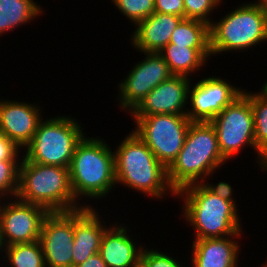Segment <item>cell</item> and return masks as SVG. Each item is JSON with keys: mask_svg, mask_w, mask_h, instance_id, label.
<instances>
[{"mask_svg": "<svg viewBox=\"0 0 267 267\" xmlns=\"http://www.w3.org/2000/svg\"><path fill=\"white\" fill-rule=\"evenodd\" d=\"M120 142L113 150L116 185L160 201L167 195L176 197L167 178V168L132 130Z\"/></svg>", "mask_w": 267, "mask_h": 267, "instance_id": "cell-1", "label": "cell"}, {"mask_svg": "<svg viewBox=\"0 0 267 267\" xmlns=\"http://www.w3.org/2000/svg\"><path fill=\"white\" fill-rule=\"evenodd\" d=\"M106 143L100 136L86 133L74 150L69 167L71 186L75 200L83 207H94L86 202L105 199L116 186L114 151Z\"/></svg>", "mask_w": 267, "mask_h": 267, "instance_id": "cell-2", "label": "cell"}, {"mask_svg": "<svg viewBox=\"0 0 267 267\" xmlns=\"http://www.w3.org/2000/svg\"><path fill=\"white\" fill-rule=\"evenodd\" d=\"M226 163L214 126L210 122H191L181 151L167 168V178L177 193L188 185L210 180Z\"/></svg>", "mask_w": 267, "mask_h": 267, "instance_id": "cell-3", "label": "cell"}, {"mask_svg": "<svg viewBox=\"0 0 267 267\" xmlns=\"http://www.w3.org/2000/svg\"><path fill=\"white\" fill-rule=\"evenodd\" d=\"M181 216L195 230L194 239L221 238L244 233L238 207L230 201L215 196L202 183L180 189Z\"/></svg>", "mask_w": 267, "mask_h": 267, "instance_id": "cell-4", "label": "cell"}, {"mask_svg": "<svg viewBox=\"0 0 267 267\" xmlns=\"http://www.w3.org/2000/svg\"><path fill=\"white\" fill-rule=\"evenodd\" d=\"M16 198L43 206L49 212H69L83 207L75 200L69 168L30 162L23 157Z\"/></svg>", "mask_w": 267, "mask_h": 267, "instance_id": "cell-5", "label": "cell"}, {"mask_svg": "<svg viewBox=\"0 0 267 267\" xmlns=\"http://www.w3.org/2000/svg\"><path fill=\"white\" fill-rule=\"evenodd\" d=\"M210 25L211 55L243 53L267 42V14L263 1L237 5ZM257 45V46H256Z\"/></svg>", "mask_w": 267, "mask_h": 267, "instance_id": "cell-6", "label": "cell"}, {"mask_svg": "<svg viewBox=\"0 0 267 267\" xmlns=\"http://www.w3.org/2000/svg\"><path fill=\"white\" fill-rule=\"evenodd\" d=\"M53 117L39 122L22 156L26 161L69 168L76 145L86 132L76 117L61 114Z\"/></svg>", "mask_w": 267, "mask_h": 267, "instance_id": "cell-7", "label": "cell"}, {"mask_svg": "<svg viewBox=\"0 0 267 267\" xmlns=\"http://www.w3.org/2000/svg\"><path fill=\"white\" fill-rule=\"evenodd\" d=\"M250 92L243 90L232 103L226 106L210 122L217 133L218 145L222 156L229 162L234 160L245 147L255 150L256 164L261 172H266L267 158L255 144L254 120L250 104Z\"/></svg>", "mask_w": 267, "mask_h": 267, "instance_id": "cell-8", "label": "cell"}, {"mask_svg": "<svg viewBox=\"0 0 267 267\" xmlns=\"http://www.w3.org/2000/svg\"><path fill=\"white\" fill-rule=\"evenodd\" d=\"M132 131L149 147L160 163L168 168L181 151L191 121L187 115L157 114L132 116Z\"/></svg>", "mask_w": 267, "mask_h": 267, "instance_id": "cell-9", "label": "cell"}, {"mask_svg": "<svg viewBox=\"0 0 267 267\" xmlns=\"http://www.w3.org/2000/svg\"><path fill=\"white\" fill-rule=\"evenodd\" d=\"M144 58L118 83L119 108L130 113L146 95L161 82L170 78L171 73L165 59L157 52H143ZM122 81V82H121Z\"/></svg>", "mask_w": 267, "mask_h": 267, "instance_id": "cell-10", "label": "cell"}, {"mask_svg": "<svg viewBox=\"0 0 267 267\" xmlns=\"http://www.w3.org/2000/svg\"><path fill=\"white\" fill-rule=\"evenodd\" d=\"M48 214L49 211L38 204L17 198L0 200V236L3 245L39 240L42 223Z\"/></svg>", "mask_w": 267, "mask_h": 267, "instance_id": "cell-11", "label": "cell"}, {"mask_svg": "<svg viewBox=\"0 0 267 267\" xmlns=\"http://www.w3.org/2000/svg\"><path fill=\"white\" fill-rule=\"evenodd\" d=\"M191 82L186 111L191 122H211L226 106L243 93L242 87L232 85L221 76H203ZM192 85V86H191Z\"/></svg>", "mask_w": 267, "mask_h": 267, "instance_id": "cell-12", "label": "cell"}, {"mask_svg": "<svg viewBox=\"0 0 267 267\" xmlns=\"http://www.w3.org/2000/svg\"><path fill=\"white\" fill-rule=\"evenodd\" d=\"M39 242L46 267H73L74 211L49 212Z\"/></svg>", "mask_w": 267, "mask_h": 267, "instance_id": "cell-13", "label": "cell"}, {"mask_svg": "<svg viewBox=\"0 0 267 267\" xmlns=\"http://www.w3.org/2000/svg\"><path fill=\"white\" fill-rule=\"evenodd\" d=\"M192 80L194 78L172 75L149 92L130 112L129 116L186 115L189 87Z\"/></svg>", "mask_w": 267, "mask_h": 267, "instance_id": "cell-14", "label": "cell"}, {"mask_svg": "<svg viewBox=\"0 0 267 267\" xmlns=\"http://www.w3.org/2000/svg\"><path fill=\"white\" fill-rule=\"evenodd\" d=\"M0 100V133L23 151L34 137L39 122L44 118L41 113L44 112L43 106L25 100Z\"/></svg>", "mask_w": 267, "mask_h": 267, "instance_id": "cell-15", "label": "cell"}, {"mask_svg": "<svg viewBox=\"0 0 267 267\" xmlns=\"http://www.w3.org/2000/svg\"><path fill=\"white\" fill-rule=\"evenodd\" d=\"M99 214L101 213L94 207L74 210L73 267L99 253L103 234L110 226V223L103 221L100 218L103 216Z\"/></svg>", "mask_w": 267, "mask_h": 267, "instance_id": "cell-16", "label": "cell"}, {"mask_svg": "<svg viewBox=\"0 0 267 267\" xmlns=\"http://www.w3.org/2000/svg\"><path fill=\"white\" fill-rule=\"evenodd\" d=\"M119 224V225H118ZM131 230L124 223H112L104 232L99 254L107 267H137L142 252V243L135 241ZM133 236V237H131Z\"/></svg>", "mask_w": 267, "mask_h": 267, "instance_id": "cell-17", "label": "cell"}, {"mask_svg": "<svg viewBox=\"0 0 267 267\" xmlns=\"http://www.w3.org/2000/svg\"><path fill=\"white\" fill-rule=\"evenodd\" d=\"M242 234L221 238L193 239L190 267H239ZM239 239V240H238ZM239 241V242H238Z\"/></svg>", "mask_w": 267, "mask_h": 267, "instance_id": "cell-18", "label": "cell"}, {"mask_svg": "<svg viewBox=\"0 0 267 267\" xmlns=\"http://www.w3.org/2000/svg\"><path fill=\"white\" fill-rule=\"evenodd\" d=\"M182 19L174 14L154 12L134 26L129 41L131 47L140 53L161 51L169 44L174 29Z\"/></svg>", "mask_w": 267, "mask_h": 267, "instance_id": "cell-19", "label": "cell"}, {"mask_svg": "<svg viewBox=\"0 0 267 267\" xmlns=\"http://www.w3.org/2000/svg\"><path fill=\"white\" fill-rule=\"evenodd\" d=\"M158 53L165 59L173 75L190 78L212 58L210 48H188L172 43Z\"/></svg>", "mask_w": 267, "mask_h": 267, "instance_id": "cell-20", "label": "cell"}, {"mask_svg": "<svg viewBox=\"0 0 267 267\" xmlns=\"http://www.w3.org/2000/svg\"><path fill=\"white\" fill-rule=\"evenodd\" d=\"M34 0H0V36L37 20L44 13Z\"/></svg>", "mask_w": 267, "mask_h": 267, "instance_id": "cell-21", "label": "cell"}, {"mask_svg": "<svg viewBox=\"0 0 267 267\" xmlns=\"http://www.w3.org/2000/svg\"><path fill=\"white\" fill-rule=\"evenodd\" d=\"M169 43L188 48H210V25L195 19H182Z\"/></svg>", "mask_w": 267, "mask_h": 267, "instance_id": "cell-22", "label": "cell"}, {"mask_svg": "<svg viewBox=\"0 0 267 267\" xmlns=\"http://www.w3.org/2000/svg\"><path fill=\"white\" fill-rule=\"evenodd\" d=\"M3 252L0 261L5 265L1 263V267L6 264L9 267H46L39 240L4 246Z\"/></svg>", "mask_w": 267, "mask_h": 267, "instance_id": "cell-23", "label": "cell"}, {"mask_svg": "<svg viewBox=\"0 0 267 267\" xmlns=\"http://www.w3.org/2000/svg\"><path fill=\"white\" fill-rule=\"evenodd\" d=\"M250 104L254 120L255 144L267 158V98L260 91L250 93Z\"/></svg>", "mask_w": 267, "mask_h": 267, "instance_id": "cell-24", "label": "cell"}, {"mask_svg": "<svg viewBox=\"0 0 267 267\" xmlns=\"http://www.w3.org/2000/svg\"><path fill=\"white\" fill-rule=\"evenodd\" d=\"M111 2L134 26L155 12L154 0H111Z\"/></svg>", "mask_w": 267, "mask_h": 267, "instance_id": "cell-25", "label": "cell"}, {"mask_svg": "<svg viewBox=\"0 0 267 267\" xmlns=\"http://www.w3.org/2000/svg\"><path fill=\"white\" fill-rule=\"evenodd\" d=\"M21 161H0V200L16 198Z\"/></svg>", "mask_w": 267, "mask_h": 267, "instance_id": "cell-26", "label": "cell"}, {"mask_svg": "<svg viewBox=\"0 0 267 267\" xmlns=\"http://www.w3.org/2000/svg\"><path fill=\"white\" fill-rule=\"evenodd\" d=\"M185 19H195L211 25L214 21L212 14L221 8L223 0H183ZM220 5V6H219ZM218 7V8H217ZM211 15V16H210ZM212 19V20H211Z\"/></svg>", "mask_w": 267, "mask_h": 267, "instance_id": "cell-27", "label": "cell"}, {"mask_svg": "<svg viewBox=\"0 0 267 267\" xmlns=\"http://www.w3.org/2000/svg\"><path fill=\"white\" fill-rule=\"evenodd\" d=\"M172 254H168L162 251H159L158 248L154 249L151 248L148 249L143 247L140 259H139V265L141 267H187V265H183L185 263H181L179 258L176 260ZM182 264V265H181Z\"/></svg>", "mask_w": 267, "mask_h": 267, "instance_id": "cell-28", "label": "cell"}, {"mask_svg": "<svg viewBox=\"0 0 267 267\" xmlns=\"http://www.w3.org/2000/svg\"><path fill=\"white\" fill-rule=\"evenodd\" d=\"M19 154L22 155L23 151L13 141L0 133V161H20L23 156Z\"/></svg>", "mask_w": 267, "mask_h": 267, "instance_id": "cell-29", "label": "cell"}, {"mask_svg": "<svg viewBox=\"0 0 267 267\" xmlns=\"http://www.w3.org/2000/svg\"><path fill=\"white\" fill-rule=\"evenodd\" d=\"M155 12L174 14L185 19L183 0H154Z\"/></svg>", "mask_w": 267, "mask_h": 267, "instance_id": "cell-30", "label": "cell"}, {"mask_svg": "<svg viewBox=\"0 0 267 267\" xmlns=\"http://www.w3.org/2000/svg\"><path fill=\"white\" fill-rule=\"evenodd\" d=\"M209 191H211L215 196H218L226 201L233 202L237 207L236 204L237 200L233 198L234 196V189L230 185L231 183L226 181H219L217 184H211V182H207L206 180L202 183ZM233 194V195H232Z\"/></svg>", "mask_w": 267, "mask_h": 267, "instance_id": "cell-31", "label": "cell"}, {"mask_svg": "<svg viewBox=\"0 0 267 267\" xmlns=\"http://www.w3.org/2000/svg\"><path fill=\"white\" fill-rule=\"evenodd\" d=\"M75 267H107L99 253L89 257L84 263Z\"/></svg>", "mask_w": 267, "mask_h": 267, "instance_id": "cell-32", "label": "cell"}, {"mask_svg": "<svg viewBox=\"0 0 267 267\" xmlns=\"http://www.w3.org/2000/svg\"><path fill=\"white\" fill-rule=\"evenodd\" d=\"M261 86L259 91L267 98V81Z\"/></svg>", "mask_w": 267, "mask_h": 267, "instance_id": "cell-33", "label": "cell"}, {"mask_svg": "<svg viewBox=\"0 0 267 267\" xmlns=\"http://www.w3.org/2000/svg\"><path fill=\"white\" fill-rule=\"evenodd\" d=\"M3 248H4V245L2 243L1 236H0V255L3 253Z\"/></svg>", "mask_w": 267, "mask_h": 267, "instance_id": "cell-34", "label": "cell"}, {"mask_svg": "<svg viewBox=\"0 0 267 267\" xmlns=\"http://www.w3.org/2000/svg\"><path fill=\"white\" fill-rule=\"evenodd\" d=\"M262 1H263L264 6H265L266 14H267V0H262Z\"/></svg>", "mask_w": 267, "mask_h": 267, "instance_id": "cell-35", "label": "cell"}, {"mask_svg": "<svg viewBox=\"0 0 267 267\" xmlns=\"http://www.w3.org/2000/svg\"><path fill=\"white\" fill-rule=\"evenodd\" d=\"M260 267H267V262L262 264Z\"/></svg>", "mask_w": 267, "mask_h": 267, "instance_id": "cell-36", "label": "cell"}]
</instances>
